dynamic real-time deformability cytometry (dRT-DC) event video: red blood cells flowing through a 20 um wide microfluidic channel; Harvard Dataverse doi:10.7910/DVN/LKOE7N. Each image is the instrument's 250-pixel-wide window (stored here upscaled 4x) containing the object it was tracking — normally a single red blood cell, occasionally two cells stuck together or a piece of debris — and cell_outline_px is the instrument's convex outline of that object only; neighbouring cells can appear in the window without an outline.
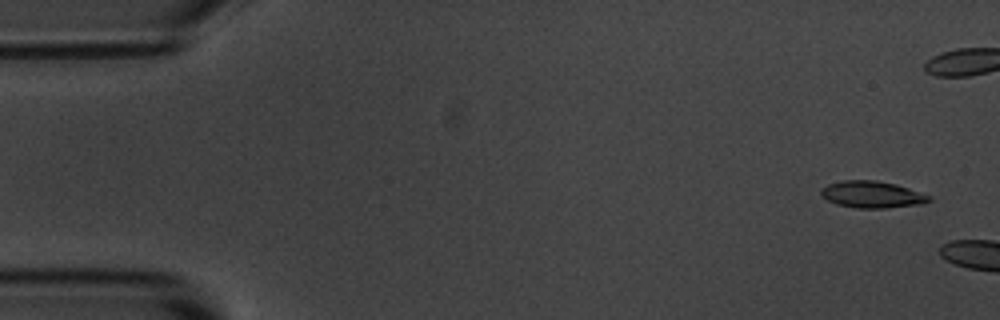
{"species": "common noctule bat (a hibernating species)", "species_latin": "Nyctalus noctula", "temperature_condition": "room temperature", "stored_images_in_passage": 3, "camera_frame_rate_fps": 3000, "um_per_image_px": 0.085, "animal": {"sex": "male", "body_mass_g": 20.1, "forearm_length_mm": 53.5}, "frame": {"image": 1, "passage_image": 1, "time_ms": 0.0, "image_size_px": [1000, 320], "cell_outline_px": [[932, 200], [924, 204], [888, 208], [856, 208], [836, 204], [828, 200], [820, 192], [828, 184], [844, 180], [876, 180], [896, 184], [932, 196]], "centroid_in_image_um": [74.19, 16.54], "position_along_channel_um": 10.8, "area_um2": 16.88}}